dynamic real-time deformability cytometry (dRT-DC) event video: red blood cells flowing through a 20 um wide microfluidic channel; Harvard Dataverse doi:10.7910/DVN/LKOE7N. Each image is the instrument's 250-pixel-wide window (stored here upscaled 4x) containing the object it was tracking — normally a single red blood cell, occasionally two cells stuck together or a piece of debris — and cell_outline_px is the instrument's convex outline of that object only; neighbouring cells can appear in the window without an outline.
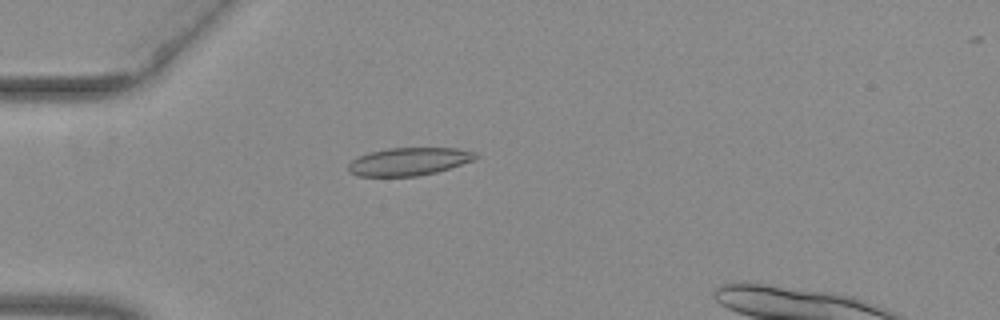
{"species": "common noctule bat (a hibernating species)", "species_latin": "Nyctalus noctula", "temperature_condition": "warm", "stored_images_in_passage": 9, "camera_frame_rate_fps": 3000, "um_per_image_px": 0.085, "animal": {"sex": "female", "body_mass_g": 29.2, "forearm_length_mm": 56.3}, "frame": {"image": 1, "passage_image": 6, "time_ms": 1.667, "image_size_px": [1000, 320], "cell_outline_px": [[480, 156], [476, 160], [436, 172], [416, 176], [356, 176], [348, 172], [348, 164], [352, 160], [368, 152], [388, 148], [456, 148], [476, 152]], "centroid_in_image_um": [34.77, 13.72], "position_along_channel_um": 50.2, "area_um2": 20.81}}